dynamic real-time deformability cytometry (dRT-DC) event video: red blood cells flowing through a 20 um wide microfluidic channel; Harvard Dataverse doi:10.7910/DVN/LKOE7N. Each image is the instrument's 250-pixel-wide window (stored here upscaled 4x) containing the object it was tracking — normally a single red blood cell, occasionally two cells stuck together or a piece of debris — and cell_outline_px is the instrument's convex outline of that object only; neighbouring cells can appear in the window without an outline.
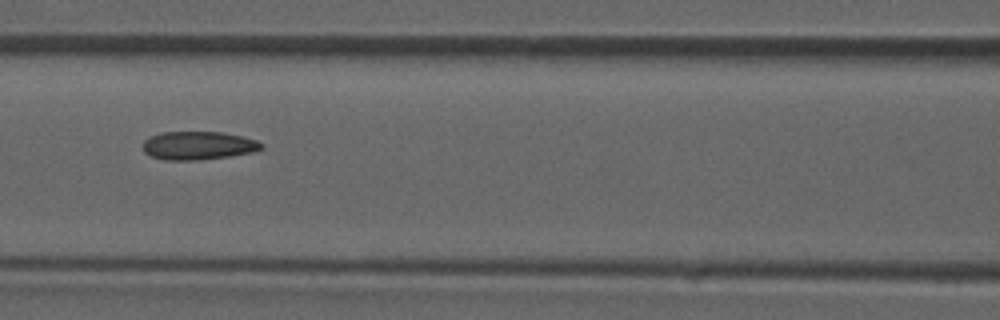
{"species": "common noctule bat (a hibernating species)", "species_latin": "Nyctalus noctula", "temperature_condition": "room temperature", "stored_images_in_passage": 38, "camera_frame_rate_fps": 3000, "um_per_image_px": 0.085, "animal": {"sex": "male", "forearm_length_mm": 52.5}, "frame": {"image": 1, "passage_image": 12, "time_ms": 3.667, "image_size_px": [1000, 320], "cell_outline_px": [[264, 148], [252, 152], [228, 156], [200, 160], [164, 160], [152, 156], [144, 152], [144, 140], [148, 136], [160, 132], [224, 132], [244, 136], [256, 140], [264, 144]], "centroid_in_image_um": [16.86, 12.36], "position_along_channel_um": 149.7, "area_um2": 19.71}}